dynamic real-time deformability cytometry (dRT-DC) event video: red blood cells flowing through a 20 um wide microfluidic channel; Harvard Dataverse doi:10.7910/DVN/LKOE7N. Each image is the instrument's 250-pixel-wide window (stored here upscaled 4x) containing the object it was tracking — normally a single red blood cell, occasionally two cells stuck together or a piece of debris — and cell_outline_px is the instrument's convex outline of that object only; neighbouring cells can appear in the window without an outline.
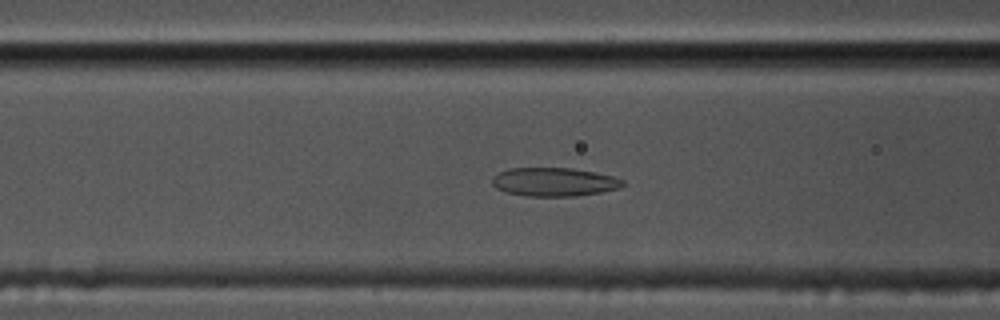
{"species": "common noctule bat (a hibernating species)", "species_latin": "Nyctalus noctula", "temperature_condition": "cold", "stored_images_in_passage": 58, "camera_frame_rate_fps": 3000, "um_per_image_px": 0.085, "animal": {"sex": "male", "body_mass_g": 17.5, "forearm_length_mm": 52.3}, "frame": {"image": 1, "passage_image": 23, "time_ms": 7.333, "image_size_px": [1000, 320], "cell_outline_px": [[624, 184], [620, 188], [600, 192], [576, 196], [524, 196], [504, 192], [496, 188], [492, 184], [492, 176], [508, 168], [572, 168], [596, 172], [612, 176], [624, 180]], "centroid_in_image_um": [47.08, 15.46], "position_along_channel_um": 119.5, "area_um2": 21.91}}
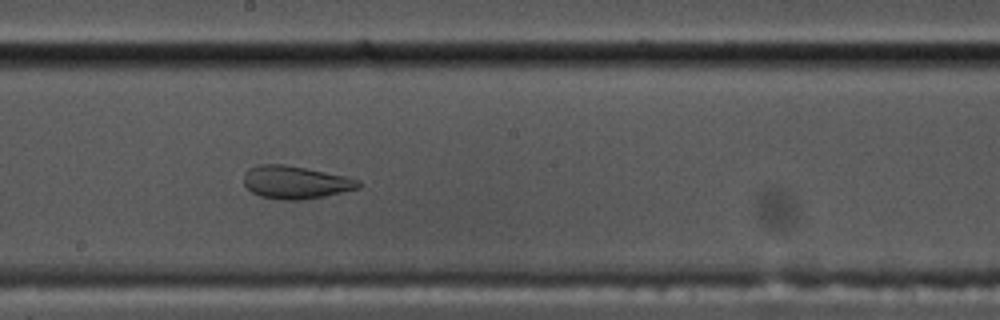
{"frame": {"image": 2, "passage_image": 32, "time_ms": 10.333, "image_size_px": [1000, 320], "cell_outline_px": [[360, 188], [324, 196], [304, 200], [284, 200], [260, 196], [252, 192], [244, 184], [244, 172], [248, 168], [256, 164], [284, 164], [344, 176], [360, 180]], "centroid_in_image_um": [25.08, 15.49], "position_along_channel_um": 223.1, "area_um2": 21.91}}
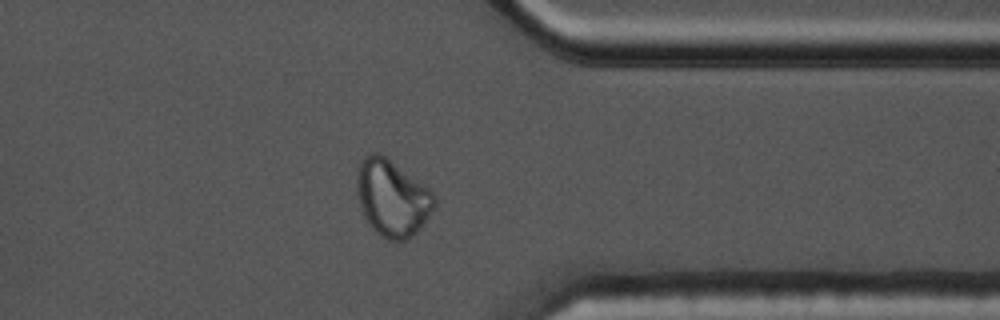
{"frame": {"image": 3, "passage_image": 46, "time_ms": 15.0, "image_size_px": [1000, 320], "cell_outline_px": [[436, 204], [420, 228], [408, 240], [388, 240], [376, 232], [368, 224], [360, 208], [356, 192], [356, 168], [360, 160], [364, 156], [372, 152], [376, 152], [384, 156], [428, 188], [436, 196]], "centroid_in_image_um": [33.29, 16.83], "position_along_channel_um": 378.1, "area_um2": 34.56}, "authors_computed_cell_mechanics": {"area_um2": 22.9755, "velocity_mm_per_s": 3.4604, "shape_relaxation_time_tau1_ms": null, "shape_relaxation_time_tau2_ms": 1.6428, "deformation_change_tau1": null, "deformation_change_tau2": 0.0705}}